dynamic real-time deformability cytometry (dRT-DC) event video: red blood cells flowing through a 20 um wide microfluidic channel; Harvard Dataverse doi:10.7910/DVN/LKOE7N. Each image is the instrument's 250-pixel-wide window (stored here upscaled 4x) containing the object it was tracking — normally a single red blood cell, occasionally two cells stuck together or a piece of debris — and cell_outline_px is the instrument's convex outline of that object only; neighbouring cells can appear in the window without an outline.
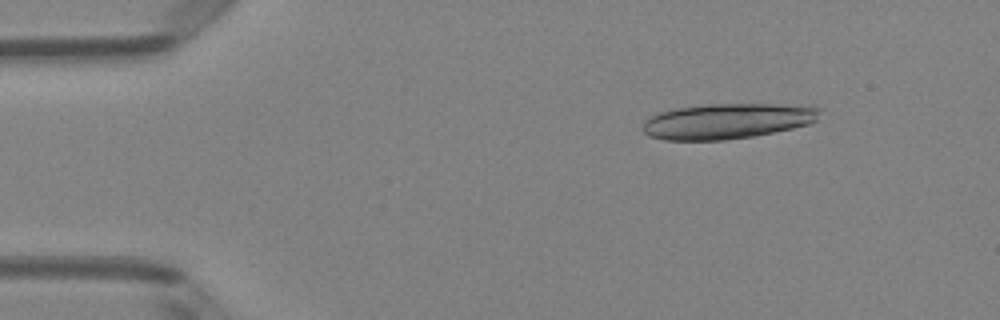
{"species": "Egyptian fruit bat (a non-hibernating species)", "species_latin": "Rousettus aegyptiacus", "temperature_condition": "room temperature", "stored_images_in_passage": 19, "camera_frame_rate_fps": 3000, "um_per_image_px": 0.085, "animal": {"sex": "female"}, "frame": {"image": 1, "passage_image": 6, "time_ms": 1.667, "image_size_px": [1000, 320], "cell_outline_px": [[820, 108], [816, 120], [808, 124], [792, 128], [752, 136], [728, 140], [664, 140], [648, 136], [640, 128], [644, 120], [660, 112], [676, 108], [704, 104], [816, 104]], "centroid_in_image_um": [61.82, 10.28], "position_along_channel_um": 23.2, "area_um2": 36.93}}